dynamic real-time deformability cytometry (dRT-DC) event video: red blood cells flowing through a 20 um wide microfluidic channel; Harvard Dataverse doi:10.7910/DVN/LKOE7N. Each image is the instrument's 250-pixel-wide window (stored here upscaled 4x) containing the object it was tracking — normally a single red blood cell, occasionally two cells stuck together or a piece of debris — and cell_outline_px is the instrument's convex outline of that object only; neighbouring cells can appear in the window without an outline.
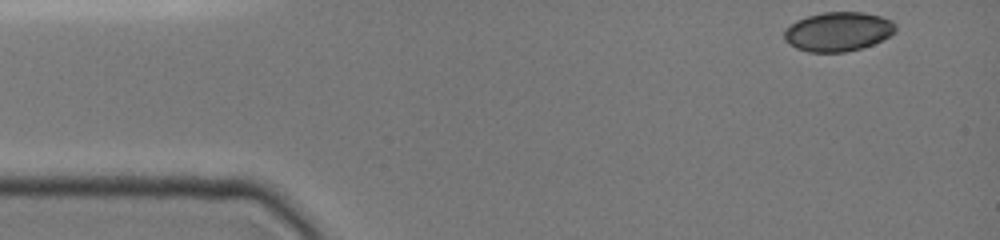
{"species": "common noctule bat (a hibernating species)", "species_latin": "Nyctalus noctula", "temperature_condition": "cold", "stored_images_in_passage": 13, "camera_frame_rate_fps": 3000, "um_per_image_px": 0.085, "animal": {"sex": "female", "body_mass_g": 19.0, "forearm_length_mm": 51.5}, "frame": {"image": 1, "passage_image": 1, "time_ms": 0.0, "image_size_px": [1000, 240], "cell_outline_px": [[896, 32], [872, 44], [860, 48], [844, 52], [808, 52], [796, 48], [784, 40], [784, 28], [796, 20], [820, 12], [864, 12], [880, 16], [892, 20], [896, 24]], "centroid_in_image_um": [71.21, 2.67], "position_along_channel_um": 13.8, "area_um2": 25.55}}
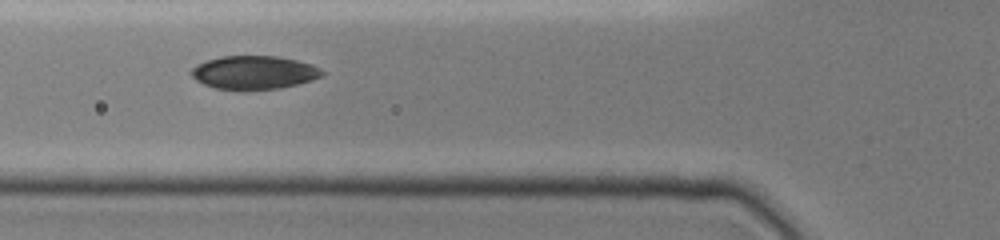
{"frame": {"image": 2, "passage_image": 11, "time_ms": 4.667, "image_size_px": [1000, 240], "cell_outline_px": [[324, 76], [312, 80], [280, 88], [244, 92], [216, 88], [204, 84], [196, 80], [188, 72], [196, 64], [220, 56], [276, 56], [296, 60], [312, 64], [320, 68], [324, 72]], "centroid_in_image_um": [21.58, 6.18], "position_along_channel_um": 104.2, "area_um2": 26.01}}
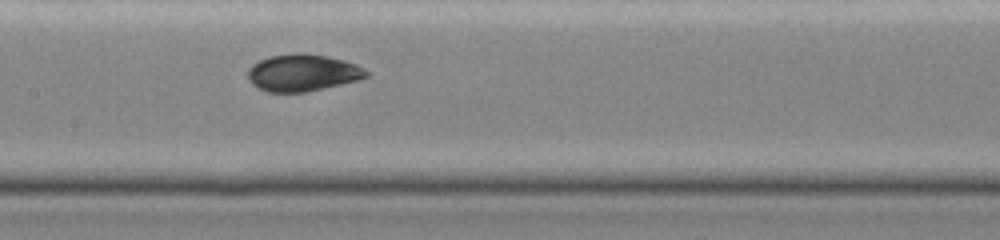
{"frame": {"image": 3, "passage_image": 13, "time_ms": 6.667, "image_size_px": [1000, 240], "cell_outline_px": [[368, 76], [356, 80], [340, 84], [304, 92], [268, 92], [252, 84], [248, 80], [248, 68], [252, 64], [268, 56], [296, 52], [304, 52], [344, 60], [356, 64], [364, 68], [368, 72]], "centroid_in_image_um": [25.69, 6.16], "position_along_channel_um": 181.7, "area_um2": 25.43}}